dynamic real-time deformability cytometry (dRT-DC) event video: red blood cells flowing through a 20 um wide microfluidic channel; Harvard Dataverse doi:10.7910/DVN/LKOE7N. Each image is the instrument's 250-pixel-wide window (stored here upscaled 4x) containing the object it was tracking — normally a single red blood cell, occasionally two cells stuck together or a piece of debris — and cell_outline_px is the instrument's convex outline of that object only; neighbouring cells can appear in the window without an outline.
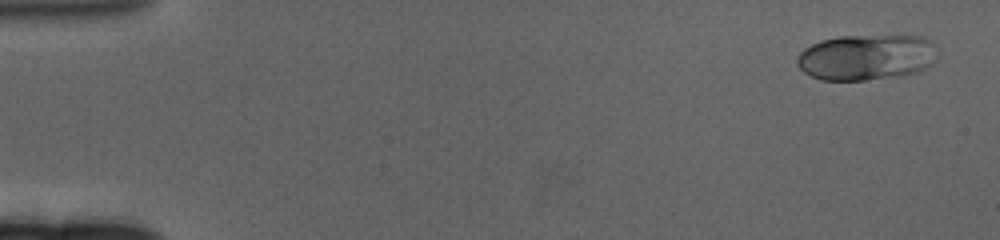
{"species": "human", "species_latin": "Homo sapiens", "temperature_condition": "cold", "stored_images_in_passage": 19, "camera_frame_rate_fps": 3000, "um_per_image_px": 0.085, "donor": {"sex": "female"}, "frame": {"image": 1, "passage_image": 3, "time_ms": 0.667, "image_size_px": [1000, 240], "cell_outline_px": [[936, 60], [932, 64], [916, 72], [904, 76], [864, 80], [820, 80], [804, 72], [796, 64], [796, 56], [804, 48], [820, 40], [840, 36], [924, 36], [932, 44]], "centroid_in_image_um": [73.6, 4.87], "position_along_channel_um": 11.4, "area_um2": 37.51}}
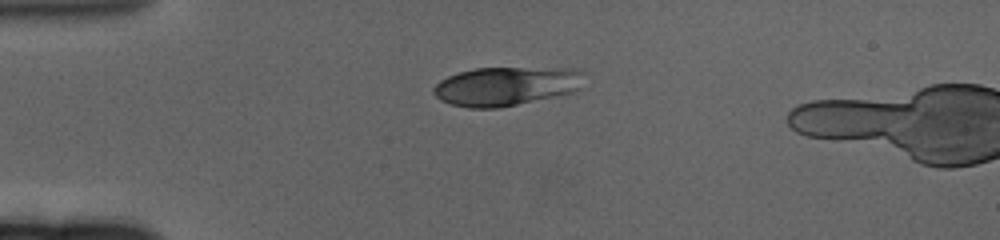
{"frame": {"image": 2, "passage_image": 16, "time_ms": 5.0, "image_size_px": [1000, 240], "cell_outline_px": [[584, 72], [580, 88], [576, 92], [496, 108], [468, 108], [452, 104], [440, 100], [432, 92], [432, 88], [440, 80], [448, 76], [460, 72], [476, 68], [576, 68]], "centroid_in_image_um": [43.03, 7.32], "position_along_channel_um": 42.0, "area_um2": 34.16}}